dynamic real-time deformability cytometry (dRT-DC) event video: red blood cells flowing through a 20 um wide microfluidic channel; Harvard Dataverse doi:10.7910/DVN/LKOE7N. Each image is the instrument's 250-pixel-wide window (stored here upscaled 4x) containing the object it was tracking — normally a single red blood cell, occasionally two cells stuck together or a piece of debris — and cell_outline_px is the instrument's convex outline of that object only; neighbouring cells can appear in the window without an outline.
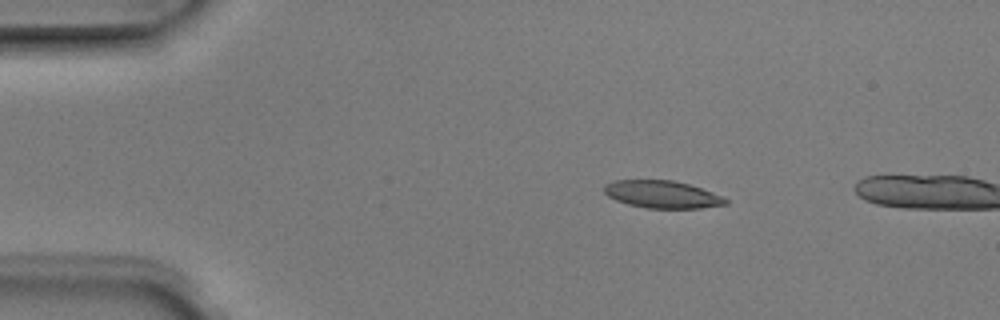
{"species": "Egyptian fruit bat (a non-hibernating species)", "species_latin": "Rousettus aegyptiacus", "temperature_condition": "room temperature", "stored_images_in_passage": 4, "camera_frame_rate_fps": 3000, "um_per_image_px": 0.085, "animal": {"sex": "male"}, "frame": {"image": 1, "passage_image": 3, "time_ms": 0.667, "image_size_px": [1000, 320], "cell_outline_px": [[728, 204], [700, 208], [648, 208], [628, 204], [616, 200], [608, 196], [604, 192], [604, 184], [616, 180], [672, 180], [688, 184], [724, 196], [728, 200]], "centroid_in_image_um": [56.29, 16.52], "position_along_channel_um": 28.7, "area_um2": 19.36}}